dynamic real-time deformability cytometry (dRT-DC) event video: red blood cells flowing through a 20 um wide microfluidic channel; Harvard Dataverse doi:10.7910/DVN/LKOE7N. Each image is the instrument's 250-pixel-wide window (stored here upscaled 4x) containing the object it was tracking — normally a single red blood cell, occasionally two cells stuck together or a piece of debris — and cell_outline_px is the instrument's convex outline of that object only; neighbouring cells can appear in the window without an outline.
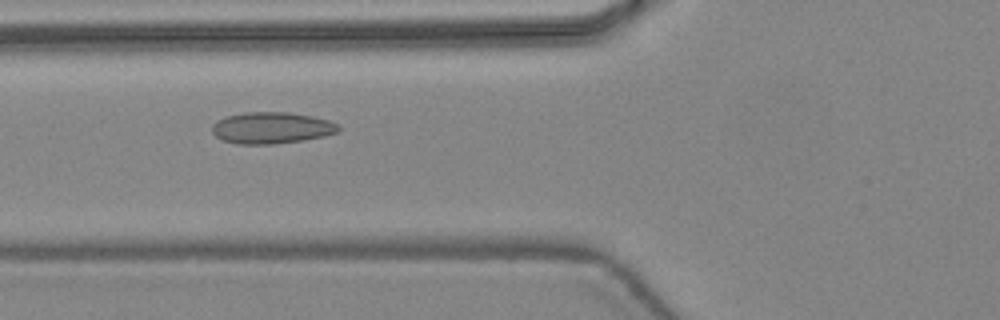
{"species": "common noctule bat (a hibernating species)", "species_latin": "Nyctalus noctula", "temperature_condition": "warm", "stored_images_in_passage": 47, "camera_frame_rate_fps": 3000, "um_per_image_px": 0.085, "animal": {"sex": "female", "body_mass_g": 24.6, "forearm_length_mm": 56.2}, "frame": {"image": 1, "passage_image": 19, "time_ms": 6.0, "image_size_px": [1000, 320], "cell_outline_px": [[340, 132], [324, 136], [276, 144], [236, 144], [224, 140], [216, 136], [212, 132], [212, 124], [216, 120], [228, 116], [244, 112], [288, 112], [312, 116], [328, 120], [340, 124]], "centroid_in_image_um": [23.1, 10.86], "position_along_channel_um": 102.7, "area_um2": 23.29}}
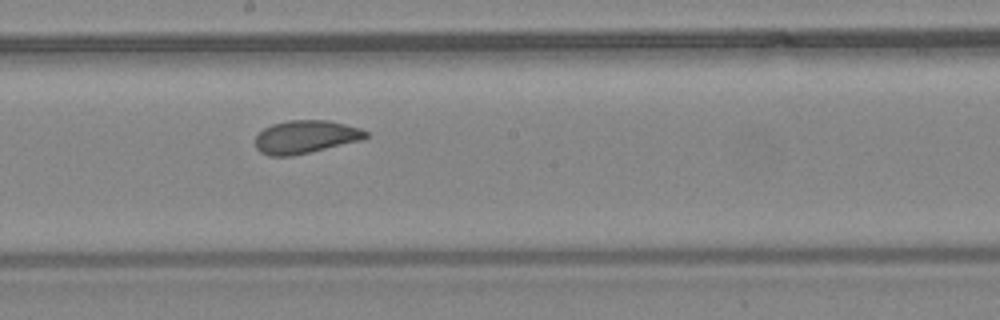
{"frame": {"image": 2, "passage_image": 27, "time_ms": 8.667, "image_size_px": [1000, 320], "cell_outline_px": [[372, 132], [364, 140], [292, 156], [268, 156], [260, 152], [256, 148], [256, 136], [264, 128], [272, 124], [288, 120], [328, 120], [360, 128]], "centroid_in_image_um": [26.01, 11.64], "position_along_channel_um": 222.2, "area_um2": 21.5}}
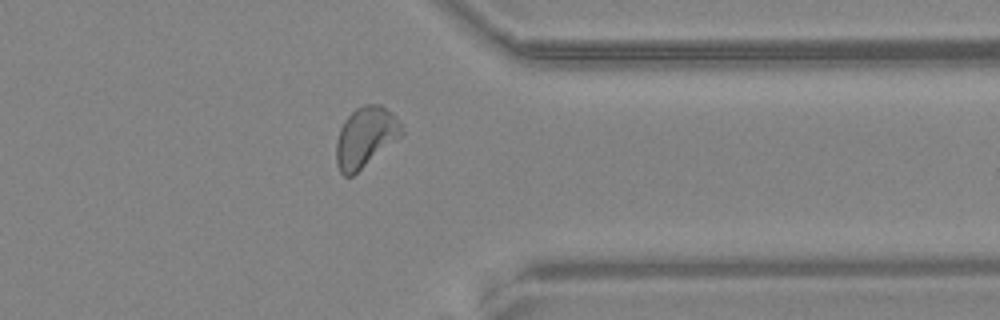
{"frame": {"image": 3, "passage_image": 38, "time_ms": 12.333, "image_size_px": [1000, 320], "cell_outline_px": [[404, 132], [400, 136], [352, 176], [344, 176], [340, 172], [336, 164], [336, 140], [340, 128], [344, 120], [356, 108], [364, 104], [380, 104], [396, 116]], "centroid_in_image_um": [31.03, 11.64], "position_along_channel_um": 380.4, "area_um2": 22.66}, "authors_computed_cell_mechanics": {"area_um2": 22.5998, "velocity_mm_per_s": 4.4616, "shape_relaxation_time_tau1_ms": 4.1664, "shape_relaxation_time_tau2_ms": 0.859, "deformation_change_tau1": 0.1241, "deformation_change_tau2": 0.0602}}